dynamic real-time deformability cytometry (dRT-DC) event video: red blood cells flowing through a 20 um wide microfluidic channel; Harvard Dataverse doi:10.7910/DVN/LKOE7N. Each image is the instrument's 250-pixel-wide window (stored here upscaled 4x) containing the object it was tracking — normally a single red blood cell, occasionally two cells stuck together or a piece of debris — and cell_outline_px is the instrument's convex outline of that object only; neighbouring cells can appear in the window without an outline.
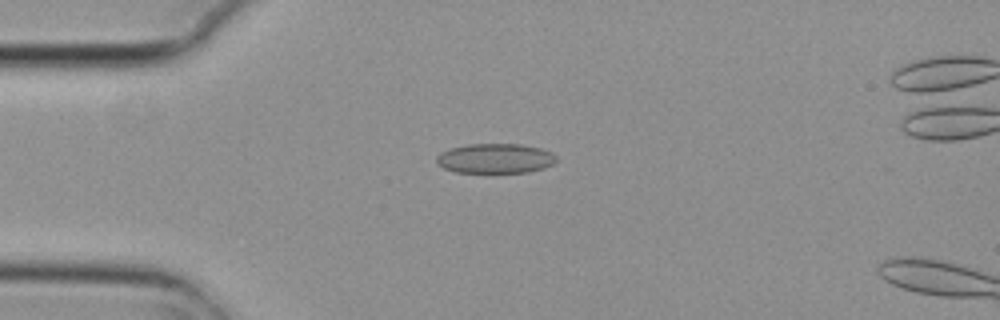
{"species": "common noctule bat (a hibernating species)", "species_latin": "Nyctalus noctula", "temperature_condition": "cold", "stored_images_in_passage": 5, "camera_frame_rate_fps": 3000, "um_per_image_px": 0.085, "animal": {"sex": "female", "body_mass_g": 29.2, "forearm_length_mm": 56.3}, "frame": {"image": 1, "passage_image": 4, "time_ms": 1.0, "image_size_px": [1000, 320], "cell_outline_px": [[556, 160], [552, 164], [544, 168], [528, 172], [456, 172], [444, 168], [436, 164], [436, 156], [440, 152], [452, 148], [468, 144], [520, 144], [540, 148], [552, 152], [556, 156]], "centroid_in_image_um": [42.08, 13.46], "position_along_channel_um": 42.9, "area_um2": 20.75}}